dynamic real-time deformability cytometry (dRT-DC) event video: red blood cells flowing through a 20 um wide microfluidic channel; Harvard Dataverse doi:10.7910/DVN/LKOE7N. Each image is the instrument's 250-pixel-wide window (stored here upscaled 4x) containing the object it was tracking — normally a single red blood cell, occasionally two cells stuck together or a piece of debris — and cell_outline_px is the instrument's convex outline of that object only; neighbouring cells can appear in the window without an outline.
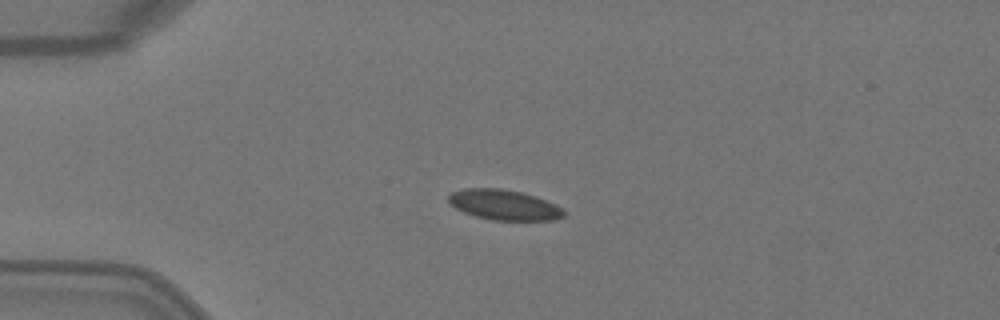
{"species": "Egyptian fruit bat (a non-hibernating species)", "species_latin": "Rousettus aegyptiacus", "temperature_condition": "warm", "stored_images_in_passage": 3, "camera_frame_rate_fps": 3000, "um_per_image_px": 0.085, "animal": {"sex": "female"}, "frame": {"image": 1, "passage_image": 2, "time_ms": 0.333, "image_size_px": [1000, 320], "cell_outline_px": [[564, 216], [556, 220], [492, 220], [476, 216], [464, 212], [448, 204], [448, 196], [452, 192], [464, 188], [500, 188], [524, 192], [536, 196], [556, 204], [564, 208]], "centroid_in_image_um": [42.86, 17.4], "position_along_channel_um": 42.1, "area_um2": 20.58}}